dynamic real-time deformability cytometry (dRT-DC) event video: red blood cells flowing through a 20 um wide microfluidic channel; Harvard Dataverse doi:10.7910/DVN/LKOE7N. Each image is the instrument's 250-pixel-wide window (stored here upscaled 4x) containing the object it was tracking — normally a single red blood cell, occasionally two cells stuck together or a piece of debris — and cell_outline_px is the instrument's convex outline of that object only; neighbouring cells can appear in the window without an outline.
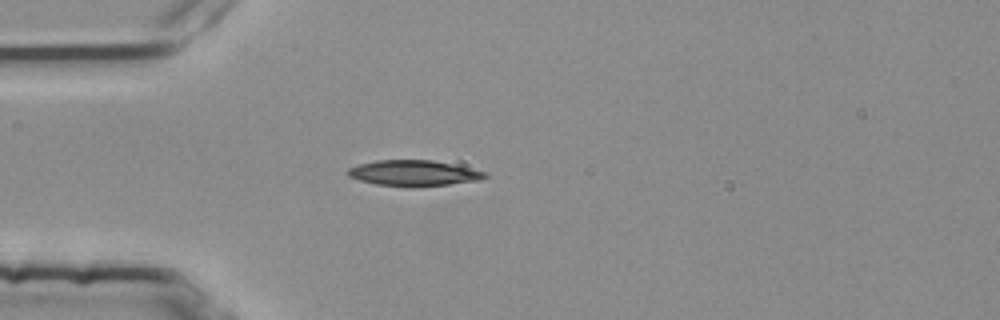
{"species": "common noctule bat (a hibernating species)", "species_latin": "Nyctalus noctula", "temperature_condition": "room temperature", "stored_images_in_passage": 40, "camera_frame_rate_fps": 3000, "um_per_image_px": 0.085, "animal": {"sex": "female", "body_mass_g": 25.1}, "frame": {"image": 1, "passage_image": 1, "time_ms": 0.0, "image_size_px": [1000, 320], "cell_outline_px": [[488, 176], [484, 180], [448, 184], [376, 184], [360, 180], [348, 176], [348, 168], [356, 164], [376, 160], [432, 160], [488, 172]], "centroid_in_image_um": [35.19, 14.67], "position_along_channel_um": 49.8, "area_um2": 19.77}}
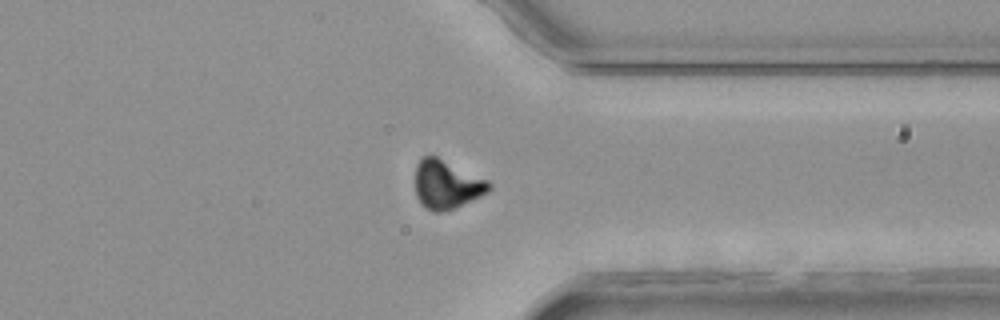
{"frame": {"image": 2, "passage_image": 28, "time_ms": 9.0, "image_size_px": [1000, 320], "cell_outline_px": [[492, 188], [488, 192], [456, 208], [440, 212], [432, 212], [420, 204], [416, 196], [416, 164], [420, 156], [436, 156], [488, 180], [492, 184]], "centroid_in_image_um": [37.96, 15.69], "position_along_channel_um": 373.4, "area_um2": 21.04}}
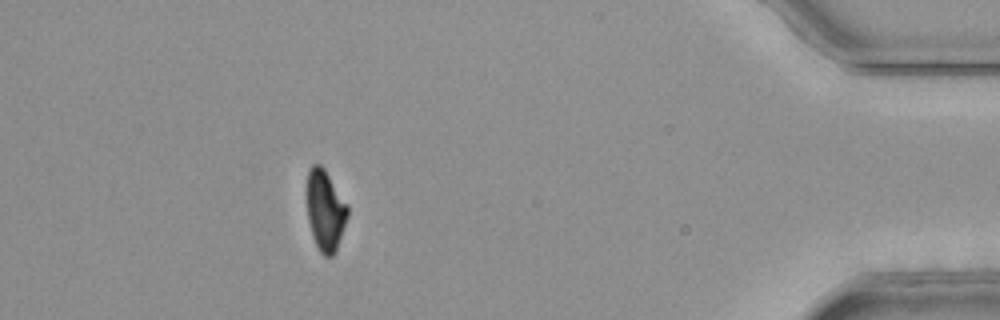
{"frame": {"image": 3, "passage_image": 35, "time_ms": 11.333, "image_size_px": [1000, 320], "cell_outline_px": [[348, 216], [336, 252], [332, 256], [324, 256], [320, 252], [312, 236], [308, 220], [304, 192], [304, 188], [308, 168], [312, 164], [320, 164], [324, 168], [348, 204]], "centroid_in_image_um": [27.6, 17.83], "position_along_channel_um": 407.6, "area_um2": 19.94}, "authors_computed_cell_mechanics": {"area_um2": 20.6635, "velocity_mm_per_s": 3.7542, "shape_relaxation_time_tau1_ms": null, "shape_relaxation_time_tau2_ms": 5.9163, "deformation_change_tau1": null, "deformation_change_tau2": 0.1163}}